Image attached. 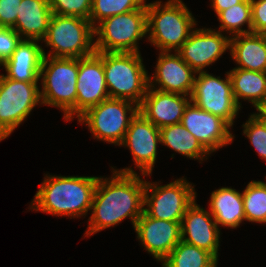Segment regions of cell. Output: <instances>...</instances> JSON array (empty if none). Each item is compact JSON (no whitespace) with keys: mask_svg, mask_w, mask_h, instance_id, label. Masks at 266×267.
Returning a JSON list of instances; mask_svg holds the SVG:
<instances>
[{"mask_svg":"<svg viewBox=\"0 0 266 267\" xmlns=\"http://www.w3.org/2000/svg\"><path fill=\"white\" fill-rule=\"evenodd\" d=\"M77 77L78 58L43 56L41 104L60 108L66 121L76 116Z\"/></svg>","mask_w":266,"mask_h":267,"instance_id":"cell-5","label":"cell"},{"mask_svg":"<svg viewBox=\"0 0 266 267\" xmlns=\"http://www.w3.org/2000/svg\"><path fill=\"white\" fill-rule=\"evenodd\" d=\"M103 67L109 98L140 106L149 87V75L140 53L103 52Z\"/></svg>","mask_w":266,"mask_h":267,"instance_id":"cell-4","label":"cell"},{"mask_svg":"<svg viewBox=\"0 0 266 267\" xmlns=\"http://www.w3.org/2000/svg\"><path fill=\"white\" fill-rule=\"evenodd\" d=\"M181 240L210 252L217 260L220 230L210 212L195 201L187 208L180 223Z\"/></svg>","mask_w":266,"mask_h":267,"instance_id":"cell-18","label":"cell"},{"mask_svg":"<svg viewBox=\"0 0 266 267\" xmlns=\"http://www.w3.org/2000/svg\"><path fill=\"white\" fill-rule=\"evenodd\" d=\"M180 223L155 219L144 211L133 229L145 251L162 262L181 241Z\"/></svg>","mask_w":266,"mask_h":267,"instance_id":"cell-16","label":"cell"},{"mask_svg":"<svg viewBox=\"0 0 266 267\" xmlns=\"http://www.w3.org/2000/svg\"><path fill=\"white\" fill-rule=\"evenodd\" d=\"M147 35L146 2L137 10L106 18L94 27L95 52L140 53L138 42Z\"/></svg>","mask_w":266,"mask_h":267,"instance_id":"cell-7","label":"cell"},{"mask_svg":"<svg viewBox=\"0 0 266 267\" xmlns=\"http://www.w3.org/2000/svg\"><path fill=\"white\" fill-rule=\"evenodd\" d=\"M159 131L161 144L176 153L198 160L200 163L208 159L210 153L181 123L162 127Z\"/></svg>","mask_w":266,"mask_h":267,"instance_id":"cell-25","label":"cell"},{"mask_svg":"<svg viewBox=\"0 0 266 267\" xmlns=\"http://www.w3.org/2000/svg\"><path fill=\"white\" fill-rule=\"evenodd\" d=\"M256 110L258 112L254 114L257 115L263 122L266 123V99Z\"/></svg>","mask_w":266,"mask_h":267,"instance_id":"cell-36","label":"cell"},{"mask_svg":"<svg viewBox=\"0 0 266 267\" xmlns=\"http://www.w3.org/2000/svg\"><path fill=\"white\" fill-rule=\"evenodd\" d=\"M21 40L13 28L0 27V65L12 55Z\"/></svg>","mask_w":266,"mask_h":267,"instance_id":"cell-32","label":"cell"},{"mask_svg":"<svg viewBox=\"0 0 266 267\" xmlns=\"http://www.w3.org/2000/svg\"><path fill=\"white\" fill-rule=\"evenodd\" d=\"M217 262L210 252L181 240L162 261V267H217Z\"/></svg>","mask_w":266,"mask_h":267,"instance_id":"cell-26","label":"cell"},{"mask_svg":"<svg viewBox=\"0 0 266 267\" xmlns=\"http://www.w3.org/2000/svg\"><path fill=\"white\" fill-rule=\"evenodd\" d=\"M242 196L246 221L266 224V182H249Z\"/></svg>","mask_w":266,"mask_h":267,"instance_id":"cell-28","label":"cell"},{"mask_svg":"<svg viewBox=\"0 0 266 267\" xmlns=\"http://www.w3.org/2000/svg\"><path fill=\"white\" fill-rule=\"evenodd\" d=\"M146 3L147 37L159 52H177L197 25L182 0Z\"/></svg>","mask_w":266,"mask_h":267,"instance_id":"cell-3","label":"cell"},{"mask_svg":"<svg viewBox=\"0 0 266 267\" xmlns=\"http://www.w3.org/2000/svg\"><path fill=\"white\" fill-rule=\"evenodd\" d=\"M158 143H161L159 128L138 111L132 118L120 146L130 149L134 165L142 176L147 177L152 174L156 163Z\"/></svg>","mask_w":266,"mask_h":267,"instance_id":"cell-13","label":"cell"},{"mask_svg":"<svg viewBox=\"0 0 266 267\" xmlns=\"http://www.w3.org/2000/svg\"><path fill=\"white\" fill-rule=\"evenodd\" d=\"M194 186L184 177L163 186L145 180L144 211L155 219L181 222L196 199Z\"/></svg>","mask_w":266,"mask_h":267,"instance_id":"cell-10","label":"cell"},{"mask_svg":"<svg viewBox=\"0 0 266 267\" xmlns=\"http://www.w3.org/2000/svg\"><path fill=\"white\" fill-rule=\"evenodd\" d=\"M217 17L220 22L219 32H227L230 37L252 33L251 0H244L223 10ZM246 24L248 29H242V26Z\"/></svg>","mask_w":266,"mask_h":267,"instance_id":"cell-27","label":"cell"},{"mask_svg":"<svg viewBox=\"0 0 266 267\" xmlns=\"http://www.w3.org/2000/svg\"><path fill=\"white\" fill-rule=\"evenodd\" d=\"M97 176H44L29 209L70 219L91 210Z\"/></svg>","mask_w":266,"mask_h":267,"instance_id":"cell-2","label":"cell"},{"mask_svg":"<svg viewBox=\"0 0 266 267\" xmlns=\"http://www.w3.org/2000/svg\"><path fill=\"white\" fill-rule=\"evenodd\" d=\"M190 101V96L148 87L139 112L160 129L181 123L183 112Z\"/></svg>","mask_w":266,"mask_h":267,"instance_id":"cell-19","label":"cell"},{"mask_svg":"<svg viewBox=\"0 0 266 267\" xmlns=\"http://www.w3.org/2000/svg\"><path fill=\"white\" fill-rule=\"evenodd\" d=\"M230 55L235 68L266 72V34L248 33L232 36Z\"/></svg>","mask_w":266,"mask_h":267,"instance_id":"cell-22","label":"cell"},{"mask_svg":"<svg viewBox=\"0 0 266 267\" xmlns=\"http://www.w3.org/2000/svg\"><path fill=\"white\" fill-rule=\"evenodd\" d=\"M252 33L266 34V0H251Z\"/></svg>","mask_w":266,"mask_h":267,"instance_id":"cell-34","label":"cell"},{"mask_svg":"<svg viewBox=\"0 0 266 267\" xmlns=\"http://www.w3.org/2000/svg\"><path fill=\"white\" fill-rule=\"evenodd\" d=\"M138 111L139 106L131 101L108 98L89 108L77 121L85 124L95 139L120 146Z\"/></svg>","mask_w":266,"mask_h":267,"instance_id":"cell-8","label":"cell"},{"mask_svg":"<svg viewBox=\"0 0 266 267\" xmlns=\"http://www.w3.org/2000/svg\"><path fill=\"white\" fill-rule=\"evenodd\" d=\"M38 40L22 39L12 55L1 65L6 71L7 78L24 81L39 82L43 48Z\"/></svg>","mask_w":266,"mask_h":267,"instance_id":"cell-20","label":"cell"},{"mask_svg":"<svg viewBox=\"0 0 266 267\" xmlns=\"http://www.w3.org/2000/svg\"><path fill=\"white\" fill-rule=\"evenodd\" d=\"M242 127L243 135L247 136L260 158L266 160V123L253 113Z\"/></svg>","mask_w":266,"mask_h":267,"instance_id":"cell-30","label":"cell"},{"mask_svg":"<svg viewBox=\"0 0 266 267\" xmlns=\"http://www.w3.org/2000/svg\"><path fill=\"white\" fill-rule=\"evenodd\" d=\"M224 79L209 74L207 71L197 72L190 100L206 112L217 115L234 125L240 107L235 101L232 82L228 72Z\"/></svg>","mask_w":266,"mask_h":267,"instance_id":"cell-11","label":"cell"},{"mask_svg":"<svg viewBox=\"0 0 266 267\" xmlns=\"http://www.w3.org/2000/svg\"><path fill=\"white\" fill-rule=\"evenodd\" d=\"M244 0H211V6L215 11L216 15H218L221 11L232 7L235 4H239Z\"/></svg>","mask_w":266,"mask_h":267,"instance_id":"cell-35","label":"cell"},{"mask_svg":"<svg viewBox=\"0 0 266 267\" xmlns=\"http://www.w3.org/2000/svg\"><path fill=\"white\" fill-rule=\"evenodd\" d=\"M94 39V27L90 20L52 14L47 34L42 40L50 51L48 54L43 49V56L88 57L95 53Z\"/></svg>","mask_w":266,"mask_h":267,"instance_id":"cell-6","label":"cell"},{"mask_svg":"<svg viewBox=\"0 0 266 267\" xmlns=\"http://www.w3.org/2000/svg\"><path fill=\"white\" fill-rule=\"evenodd\" d=\"M38 82L16 81L0 75V142L31 114L40 103Z\"/></svg>","mask_w":266,"mask_h":267,"instance_id":"cell-9","label":"cell"},{"mask_svg":"<svg viewBox=\"0 0 266 267\" xmlns=\"http://www.w3.org/2000/svg\"><path fill=\"white\" fill-rule=\"evenodd\" d=\"M76 90V118L109 98L104 75L103 52L78 58Z\"/></svg>","mask_w":266,"mask_h":267,"instance_id":"cell-15","label":"cell"},{"mask_svg":"<svg viewBox=\"0 0 266 267\" xmlns=\"http://www.w3.org/2000/svg\"><path fill=\"white\" fill-rule=\"evenodd\" d=\"M233 95L241 108L240 99L250 102L257 109L266 99V72L233 68L228 71Z\"/></svg>","mask_w":266,"mask_h":267,"instance_id":"cell-24","label":"cell"},{"mask_svg":"<svg viewBox=\"0 0 266 267\" xmlns=\"http://www.w3.org/2000/svg\"><path fill=\"white\" fill-rule=\"evenodd\" d=\"M112 169L110 178L98 177L85 236L117 226L129 217L133 228L144 212L145 180L132 168Z\"/></svg>","mask_w":266,"mask_h":267,"instance_id":"cell-1","label":"cell"},{"mask_svg":"<svg viewBox=\"0 0 266 267\" xmlns=\"http://www.w3.org/2000/svg\"><path fill=\"white\" fill-rule=\"evenodd\" d=\"M210 197V213L218 227L234 229L246 221L241 192L231 187H221L212 191Z\"/></svg>","mask_w":266,"mask_h":267,"instance_id":"cell-23","label":"cell"},{"mask_svg":"<svg viewBox=\"0 0 266 267\" xmlns=\"http://www.w3.org/2000/svg\"><path fill=\"white\" fill-rule=\"evenodd\" d=\"M152 75H149L150 88L191 96L196 72L181 58L178 52L174 54L160 52L155 73Z\"/></svg>","mask_w":266,"mask_h":267,"instance_id":"cell-17","label":"cell"},{"mask_svg":"<svg viewBox=\"0 0 266 267\" xmlns=\"http://www.w3.org/2000/svg\"><path fill=\"white\" fill-rule=\"evenodd\" d=\"M147 0H92L90 22L93 27L106 18L139 9Z\"/></svg>","mask_w":266,"mask_h":267,"instance_id":"cell-29","label":"cell"},{"mask_svg":"<svg viewBox=\"0 0 266 267\" xmlns=\"http://www.w3.org/2000/svg\"><path fill=\"white\" fill-rule=\"evenodd\" d=\"M52 14L77 16L89 20L92 0H48Z\"/></svg>","mask_w":266,"mask_h":267,"instance_id":"cell-31","label":"cell"},{"mask_svg":"<svg viewBox=\"0 0 266 267\" xmlns=\"http://www.w3.org/2000/svg\"><path fill=\"white\" fill-rule=\"evenodd\" d=\"M22 0H0V27L12 28L19 12Z\"/></svg>","mask_w":266,"mask_h":267,"instance_id":"cell-33","label":"cell"},{"mask_svg":"<svg viewBox=\"0 0 266 267\" xmlns=\"http://www.w3.org/2000/svg\"><path fill=\"white\" fill-rule=\"evenodd\" d=\"M181 124L211 154L233 142L231 125L221 117L202 110L191 101L186 106Z\"/></svg>","mask_w":266,"mask_h":267,"instance_id":"cell-12","label":"cell"},{"mask_svg":"<svg viewBox=\"0 0 266 267\" xmlns=\"http://www.w3.org/2000/svg\"><path fill=\"white\" fill-rule=\"evenodd\" d=\"M12 27L22 39L42 41L48 31L52 10L48 0H22Z\"/></svg>","mask_w":266,"mask_h":267,"instance_id":"cell-21","label":"cell"},{"mask_svg":"<svg viewBox=\"0 0 266 267\" xmlns=\"http://www.w3.org/2000/svg\"><path fill=\"white\" fill-rule=\"evenodd\" d=\"M225 34L211 28H195L177 52L196 73L204 72L230 49L231 37Z\"/></svg>","mask_w":266,"mask_h":267,"instance_id":"cell-14","label":"cell"}]
</instances>
